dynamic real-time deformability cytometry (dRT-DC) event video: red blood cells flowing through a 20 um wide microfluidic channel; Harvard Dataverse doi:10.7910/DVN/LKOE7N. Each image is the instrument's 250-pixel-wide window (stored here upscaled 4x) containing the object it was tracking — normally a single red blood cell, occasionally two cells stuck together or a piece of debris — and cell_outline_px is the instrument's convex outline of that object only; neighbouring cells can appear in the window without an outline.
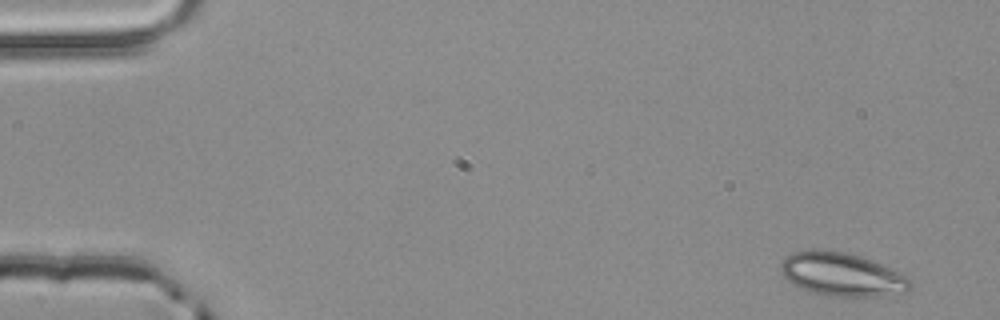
{"species": "common noctule bat (a hibernating species)", "species_latin": "Nyctalus noctula", "temperature_condition": "room temperature", "stored_images_in_passage": 6, "camera_frame_rate_fps": 3000, "um_per_image_px": 0.085, "animal": {"sex": "male", "body_mass_g": 20.4}, "frame": {"image": 1, "passage_image": 1, "time_ms": 0.0, "image_size_px": [1000, 320], "cell_outline_px": [[912, 288], [908, 292], [880, 296], [836, 296], [812, 292], [800, 288], [792, 284], [780, 272], [780, 264], [792, 252], [844, 252], [860, 256], [872, 260], [908, 276], [912, 280]], "centroid_in_image_um": [71.64, 23.36], "position_along_channel_um": 13.4, "area_um2": 32.19}}
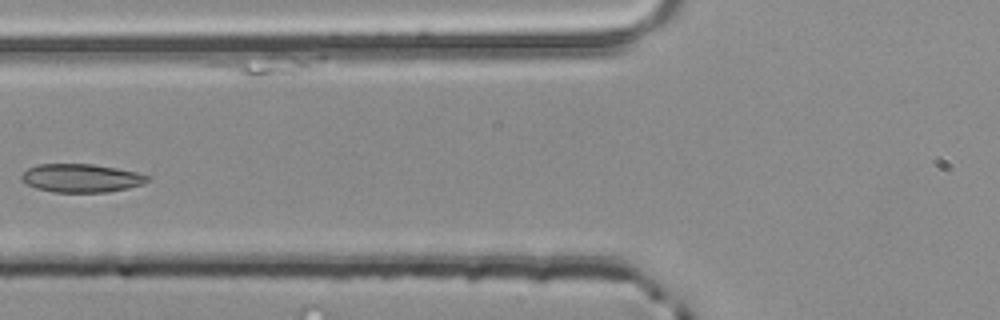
{"frame": {"image": 2, "passage_image": 5, "time_ms": 1.333, "image_size_px": [1000, 320], "cell_outline_px": [[152, 176], [148, 180], [140, 184], [128, 188], [108, 192], [52, 192], [36, 188], [20, 180], [20, 176], [28, 168], [36, 164], [92, 164], [116, 168], [136, 172]], "centroid_in_image_um": [6.88, 15.13], "position_along_channel_um": 118.9, "area_um2": 20.81}}